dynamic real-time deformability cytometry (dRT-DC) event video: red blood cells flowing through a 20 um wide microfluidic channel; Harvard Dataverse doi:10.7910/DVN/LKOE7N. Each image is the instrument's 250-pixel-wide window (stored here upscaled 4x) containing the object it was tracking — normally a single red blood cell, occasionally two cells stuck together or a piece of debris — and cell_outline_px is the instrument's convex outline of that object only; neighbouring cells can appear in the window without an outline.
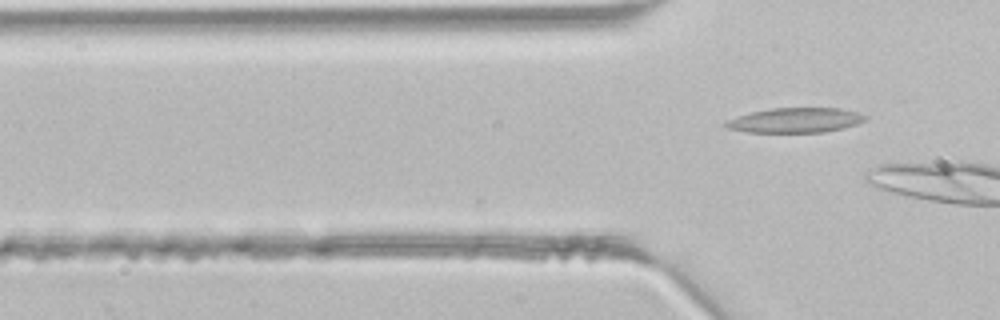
{"species": "common noctule bat (a hibernating species)", "species_latin": "Nyctalus noctula", "temperature_condition": "room temperature", "stored_images_in_passage": 3, "camera_frame_rate_fps": 3000, "um_per_image_px": 0.085, "animal": {"sex": "male", "body_mass_g": 21.5, "forearm_length_mm": 52.0}, "frame": {"image": 1, "passage_image": 3, "time_ms": 0.667, "image_size_px": [1000, 320], "cell_outline_px": [[868, 116], [864, 120], [856, 124], [844, 128], [824, 132], [748, 132], [728, 128], [724, 124], [724, 120], [736, 116], [752, 112], [772, 108], [840, 108], [860, 112]], "centroid_in_image_um": [67.61, 10.21], "position_along_channel_um": 58.2, "area_um2": 20.23}}